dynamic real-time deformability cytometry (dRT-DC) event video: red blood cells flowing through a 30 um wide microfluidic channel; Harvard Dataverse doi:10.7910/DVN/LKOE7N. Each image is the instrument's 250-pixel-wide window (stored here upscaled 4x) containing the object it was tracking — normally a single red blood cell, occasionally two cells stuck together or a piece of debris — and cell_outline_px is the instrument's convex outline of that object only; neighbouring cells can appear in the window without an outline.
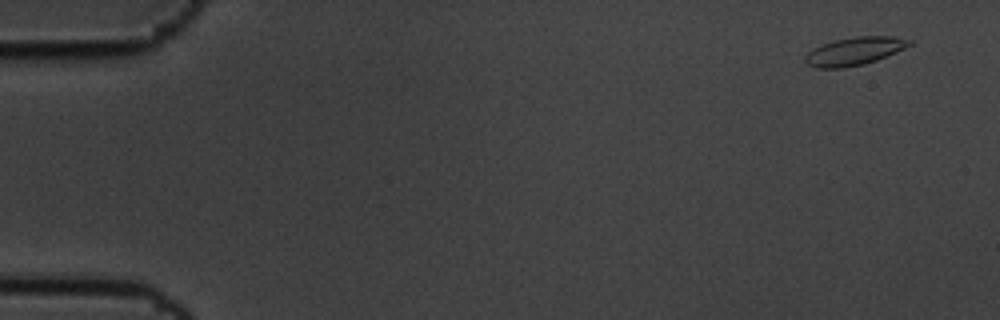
{"species": "common noctule bat (a hibernating species)", "species_latin": "Nyctalus noctula", "temperature_condition": "cold", "stored_images_in_passage": 4, "camera_frame_rate_fps": 3000, "um_per_image_px": 0.085, "animal": {"sex": "male", "body_mass_g": 19.5, "forearm_length_mm": 54.6}, "frame": {"image": 1, "passage_image": 1, "time_ms": 0.0, "image_size_px": [1000, 320], "cell_outline_px": [[912, 44], [896, 52], [876, 60], [864, 64], [844, 68], [816, 68], [808, 64], [804, 60], [804, 56], [808, 52], [824, 44], [836, 40], [856, 36], [892, 36], [912, 40]], "centroid_in_image_um": [72.64, 4.35], "position_along_channel_um": 12.4, "area_um2": 16.82}}
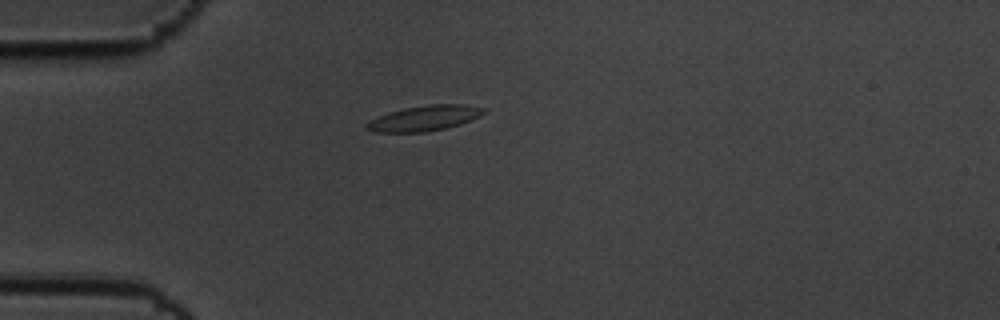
{"frame": {"image": 2, "passage_image": 4, "time_ms": 1.0, "image_size_px": [1000, 320], "cell_outline_px": [[488, 112], [480, 116], [460, 124], [444, 128], [424, 132], [376, 132], [364, 128], [364, 124], [380, 116], [404, 108], [428, 104], [464, 104], [488, 108]], "centroid_in_image_um": [36.14, 10.03], "position_along_channel_um": 48.9, "area_um2": 17.22}}